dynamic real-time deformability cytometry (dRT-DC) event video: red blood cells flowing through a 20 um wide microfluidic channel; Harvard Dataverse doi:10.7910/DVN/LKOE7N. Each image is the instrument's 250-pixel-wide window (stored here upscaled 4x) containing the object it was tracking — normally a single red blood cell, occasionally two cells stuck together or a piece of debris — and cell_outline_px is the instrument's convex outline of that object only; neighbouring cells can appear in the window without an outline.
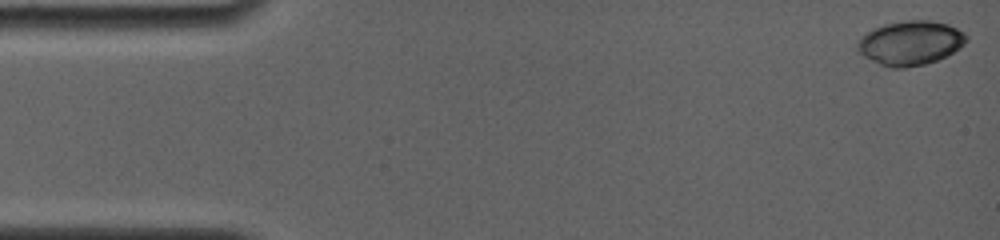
{"species": "common noctule bat (a hibernating species)", "species_latin": "Nyctalus noctula", "temperature_condition": "room temperature", "stored_images_in_passage": 6, "camera_frame_rate_fps": 4000, "um_per_image_px": 0.085, "animal": {"sex": "female", "body_mass_g": 19.0, "forearm_length_mm": 56.7}, "frame": {"image": 1, "passage_image": 1, "time_ms": 0.0, "image_size_px": [1000, 240], "cell_outline_px": [[968, 40], [960, 48], [936, 60], [924, 64], [904, 68], [892, 68], [880, 64], [864, 56], [856, 48], [856, 40], [872, 28], [884, 24], [904, 20], [932, 20], [948, 24], [964, 32], [968, 36]], "centroid_in_image_um": [77.37, 3.63], "position_along_channel_um": 7.6, "area_um2": 28.21}}
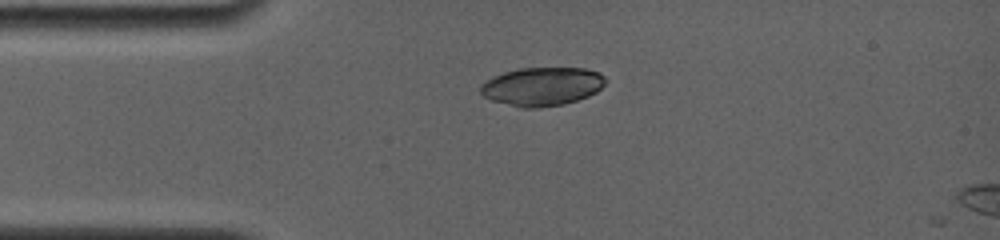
{"frame": {"image": 2, "passage_image": 5, "time_ms": 3.5, "image_size_px": [1000, 240], "cell_outline_px": [[608, 80], [596, 92], [588, 96], [564, 104], [540, 108], [520, 108], [492, 100], [484, 96], [480, 92], [480, 84], [504, 72], [520, 68], [584, 68], [600, 72]], "centroid_in_image_um": [46.1, 7.35], "position_along_channel_um": 38.9, "area_um2": 28.09}}